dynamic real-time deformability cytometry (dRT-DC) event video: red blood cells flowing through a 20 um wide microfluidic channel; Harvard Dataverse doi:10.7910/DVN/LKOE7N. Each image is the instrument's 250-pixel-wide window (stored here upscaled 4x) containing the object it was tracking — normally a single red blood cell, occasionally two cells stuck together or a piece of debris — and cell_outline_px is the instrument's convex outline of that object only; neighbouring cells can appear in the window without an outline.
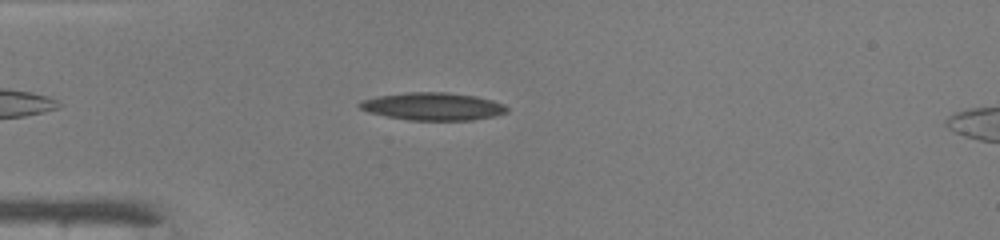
{"species": "common noctule bat (a hibernating species)", "species_latin": "Nyctalus noctula", "temperature_condition": "warm", "stored_images_in_passage": 42, "camera_frame_rate_fps": 3000, "um_per_image_px": 0.085, "animal": {"sex": "male", "body_mass_g": 19.0, "forearm_length_mm": 50.8}, "frame": {"image": 1, "passage_image": 5, "time_ms": 1.333, "image_size_px": [1000, 240], "cell_outline_px": [[508, 112], [492, 116], [472, 120], [408, 120], [368, 112], [360, 108], [356, 104], [360, 100], [376, 96], [408, 92], [444, 92], [476, 96], [492, 100], [504, 104], [508, 108]], "centroid_in_image_um": [36.76, 9.04], "position_along_channel_um": 48.2, "area_um2": 23.76}}
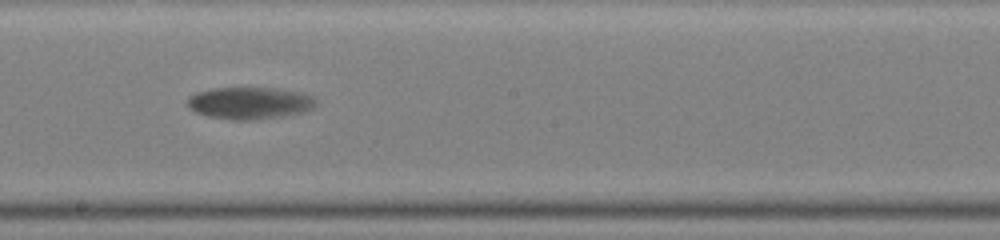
{"frame": {"image": 2, "passage_image": 20, "time_ms": 6.333, "image_size_px": [1000, 240], "cell_outline_px": [[316, 104], [312, 108], [300, 112], [280, 116], [252, 120], [236, 120], [208, 116], [196, 112], [188, 104], [188, 96], [196, 92], [212, 88], [276, 88], [304, 92], [312, 96], [316, 100]], "centroid_in_image_um": [21.23, 8.74], "position_along_channel_um": 227.0, "area_um2": 23.81}}
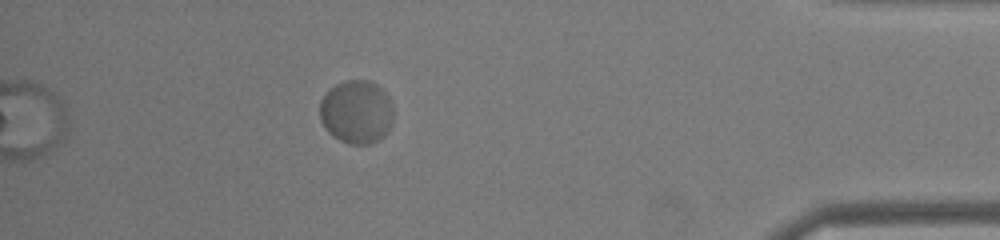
{"frame": {"image": 3, "passage_image": 37, "time_ms": 12.0, "image_size_px": [1000, 240], "cell_outline_px": [[392, 124], [388, 132], [380, 140], [368, 144], [348, 144], [332, 136], [324, 128], [320, 120], [320, 100], [328, 88], [344, 80], [368, 80], [376, 84], [388, 96], [392, 104]], "centroid_in_image_um": [30.28, 9.52], "position_along_channel_um": 404.9, "area_um2": 27.63}}